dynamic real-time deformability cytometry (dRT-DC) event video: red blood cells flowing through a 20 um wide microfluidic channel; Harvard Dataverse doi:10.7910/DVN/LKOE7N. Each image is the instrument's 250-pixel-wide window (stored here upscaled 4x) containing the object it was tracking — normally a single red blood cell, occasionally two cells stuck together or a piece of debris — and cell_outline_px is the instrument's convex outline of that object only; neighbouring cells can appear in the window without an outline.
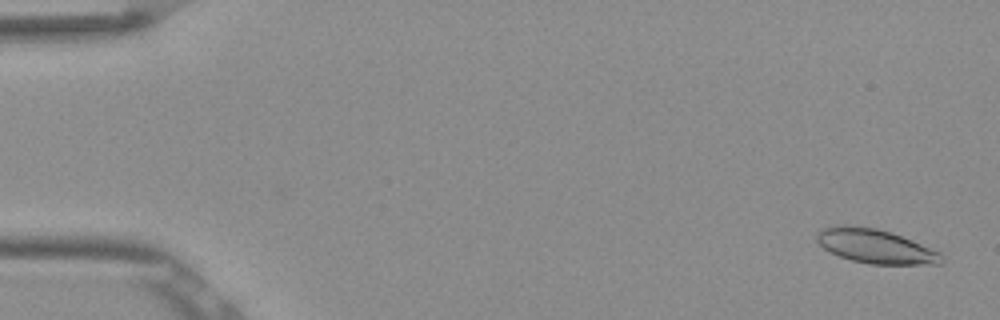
{"species": "Egyptian fruit bat (a non-hibernating species)", "species_latin": "Rousettus aegyptiacus", "temperature_condition": "room temperature", "stored_images_in_passage": 52, "camera_frame_rate_fps": 3000, "um_per_image_px": 0.085, "frame": {"image": 1, "passage_image": 2, "time_ms": 0.333, "image_size_px": [1000, 320], "cell_outline_px": [[944, 264], [868, 264], [852, 260], [840, 256], [824, 248], [816, 240], [816, 232], [820, 228], [836, 224], [844, 224], [876, 228], [892, 232], [912, 240], [940, 252], [944, 256]], "centroid_in_image_um": [74.4, 20.91], "position_along_channel_um": 10.6, "area_um2": 25.09}}
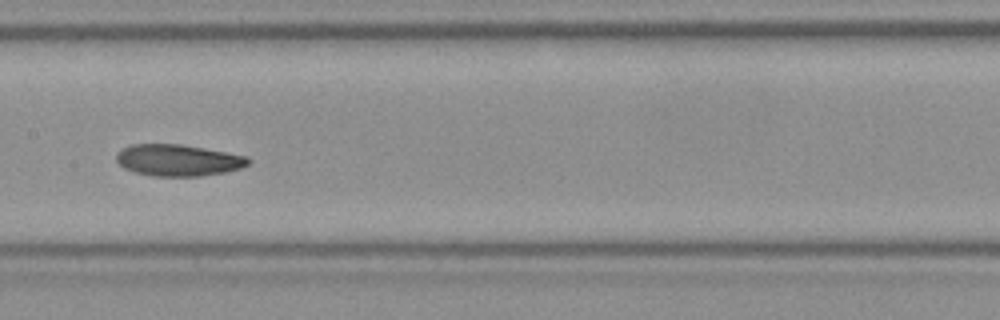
{"frame": {"image": 2, "passage_image": 27, "time_ms": 8.667, "image_size_px": [1000, 320], "cell_outline_px": [[252, 160], [248, 164], [240, 168], [224, 172], [200, 176], [152, 176], [136, 172], [124, 168], [116, 160], [116, 152], [132, 144], [180, 144], [204, 148], [248, 156]], "centroid_in_image_um": [15.14, 13.61], "position_along_channel_um": 192.3, "area_um2": 24.22}}
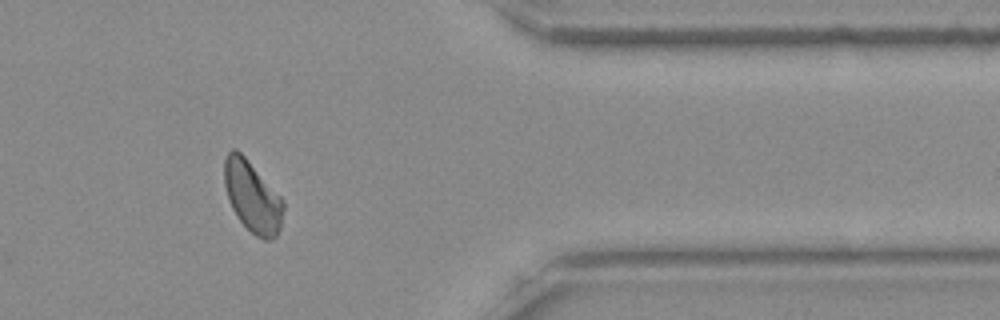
{"frame": {"image": 3, "passage_image": 44, "time_ms": 14.333, "image_size_px": [1000, 320], "cell_outline_px": [[284, 208], [280, 228], [276, 236], [272, 240], [264, 240], [256, 236], [240, 220], [232, 208], [228, 200], [224, 184], [224, 160], [228, 152], [232, 148], [236, 148], [244, 156], [284, 200]], "centroid_in_image_um": [21.45, 16.72], "position_along_channel_um": 390.0, "area_um2": 24.33}, "authors_computed_cell_mechanics": {"area_um2": 24.4494, "velocity_mm_per_s": 3.8403, "shape_relaxation_time_tau1_ms": 9.4025, "shape_relaxation_time_tau2_ms": 5.4866, "deformation_change_tau1": 0.1882, "deformation_change_tau2": 0.1254}}